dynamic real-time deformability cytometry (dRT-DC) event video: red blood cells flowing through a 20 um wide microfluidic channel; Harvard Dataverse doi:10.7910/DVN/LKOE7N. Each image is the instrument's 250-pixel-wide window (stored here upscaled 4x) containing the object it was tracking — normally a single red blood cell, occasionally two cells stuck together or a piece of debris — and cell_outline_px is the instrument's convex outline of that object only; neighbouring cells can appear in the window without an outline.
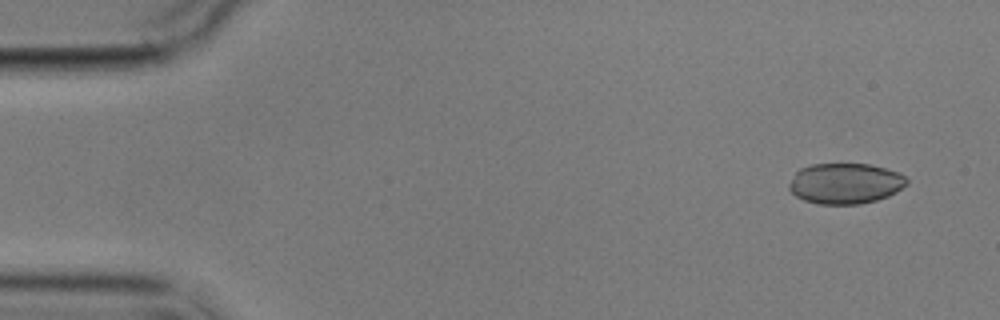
{"species": "common noctule bat (a hibernating species)", "species_latin": "Nyctalus noctula", "temperature_condition": "cold", "stored_images_in_passage": 4, "camera_frame_rate_fps": 3000, "um_per_image_px": 0.085, "animal": {"sex": "male", "body_mass_g": 17.9}, "frame": {"image": 1, "passage_image": 1, "time_ms": 0.0, "image_size_px": [1000, 320], "cell_outline_px": [[908, 184], [896, 192], [888, 196], [876, 200], [860, 204], [816, 204], [804, 200], [796, 196], [788, 188], [788, 184], [796, 172], [800, 168], [812, 164], [868, 164], [900, 172], [908, 180]], "centroid_in_image_um": [71.85, 15.59], "position_along_channel_um": 13.2, "area_um2": 27.98}}